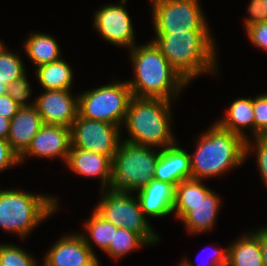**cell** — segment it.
<instances>
[{"instance_id": "6da1fadb", "label": "cell", "mask_w": 267, "mask_h": 266, "mask_svg": "<svg viewBox=\"0 0 267 266\" xmlns=\"http://www.w3.org/2000/svg\"><path fill=\"white\" fill-rule=\"evenodd\" d=\"M129 51L135 75L127 83L133 97L172 101L183 89L181 87L187 85L153 41L136 45Z\"/></svg>"}, {"instance_id": "7a4b0ae2", "label": "cell", "mask_w": 267, "mask_h": 266, "mask_svg": "<svg viewBox=\"0 0 267 266\" xmlns=\"http://www.w3.org/2000/svg\"><path fill=\"white\" fill-rule=\"evenodd\" d=\"M210 30H186L155 34L154 44L169 64L189 83L205 72L216 70V51Z\"/></svg>"}, {"instance_id": "3957f363", "label": "cell", "mask_w": 267, "mask_h": 266, "mask_svg": "<svg viewBox=\"0 0 267 266\" xmlns=\"http://www.w3.org/2000/svg\"><path fill=\"white\" fill-rule=\"evenodd\" d=\"M196 147L190 154L191 178L196 180L225 174L246 159V140L217 123L200 135Z\"/></svg>"}, {"instance_id": "277c9868", "label": "cell", "mask_w": 267, "mask_h": 266, "mask_svg": "<svg viewBox=\"0 0 267 266\" xmlns=\"http://www.w3.org/2000/svg\"><path fill=\"white\" fill-rule=\"evenodd\" d=\"M170 105L162 98L132 97L124 121L130 135L123 141L161 149L174 145Z\"/></svg>"}, {"instance_id": "5b68a950", "label": "cell", "mask_w": 267, "mask_h": 266, "mask_svg": "<svg viewBox=\"0 0 267 266\" xmlns=\"http://www.w3.org/2000/svg\"><path fill=\"white\" fill-rule=\"evenodd\" d=\"M58 203L48 195L20 190H0V227L25 237L44 219L58 209Z\"/></svg>"}, {"instance_id": "8992f818", "label": "cell", "mask_w": 267, "mask_h": 266, "mask_svg": "<svg viewBox=\"0 0 267 266\" xmlns=\"http://www.w3.org/2000/svg\"><path fill=\"white\" fill-rule=\"evenodd\" d=\"M121 142L112 159L110 189L137 192L154 179L160 151L153 147Z\"/></svg>"}, {"instance_id": "52a82bcc", "label": "cell", "mask_w": 267, "mask_h": 266, "mask_svg": "<svg viewBox=\"0 0 267 266\" xmlns=\"http://www.w3.org/2000/svg\"><path fill=\"white\" fill-rule=\"evenodd\" d=\"M132 97L127 81L88 90L78 96V114L121 127Z\"/></svg>"}, {"instance_id": "ba28073f", "label": "cell", "mask_w": 267, "mask_h": 266, "mask_svg": "<svg viewBox=\"0 0 267 266\" xmlns=\"http://www.w3.org/2000/svg\"><path fill=\"white\" fill-rule=\"evenodd\" d=\"M95 212L116 227H123L139 234L148 244L158 242V236L147 221L138 199L130 192L106 189Z\"/></svg>"}, {"instance_id": "9c48e42d", "label": "cell", "mask_w": 267, "mask_h": 266, "mask_svg": "<svg viewBox=\"0 0 267 266\" xmlns=\"http://www.w3.org/2000/svg\"><path fill=\"white\" fill-rule=\"evenodd\" d=\"M156 34L209 30L199 0H152Z\"/></svg>"}, {"instance_id": "30bf717a", "label": "cell", "mask_w": 267, "mask_h": 266, "mask_svg": "<svg viewBox=\"0 0 267 266\" xmlns=\"http://www.w3.org/2000/svg\"><path fill=\"white\" fill-rule=\"evenodd\" d=\"M119 129L111 123L78 114L71 127V147L103 154L112 160L121 143Z\"/></svg>"}, {"instance_id": "8fae6325", "label": "cell", "mask_w": 267, "mask_h": 266, "mask_svg": "<svg viewBox=\"0 0 267 266\" xmlns=\"http://www.w3.org/2000/svg\"><path fill=\"white\" fill-rule=\"evenodd\" d=\"M126 1L121 0L119 5L108 4L96 11L94 27L110 44L132 49L135 46V36L131 18L123 7Z\"/></svg>"}, {"instance_id": "7c38bea8", "label": "cell", "mask_w": 267, "mask_h": 266, "mask_svg": "<svg viewBox=\"0 0 267 266\" xmlns=\"http://www.w3.org/2000/svg\"><path fill=\"white\" fill-rule=\"evenodd\" d=\"M43 266H99L92 245L86 236H63L45 255Z\"/></svg>"}, {"instance_id": "4fadbf2b", "label": "cell", "mask_w": 267, "mask_h": 266, "mask_svg": "<svg viewBox=\"0 0 267 266\" xmlns=\"http://www.w3.org/2000/svg\"><path fill=\"white\" fill-rule=\"evenodd\" d=\"M34 105L43 124L71 128L78 115V97L69 90H45Z\"/></svg>"}, {"instance_id": "5bb4252c", "label": "cell", "mask_w": 267, "mask_h": 266, "mask_svg": "<svg viewBox=\"0 0 267 266\" xmlns=\"http://www.w3.org/2000/svg\"><path fill=\"white\" fill-rule=\"evenodd\" d=\"M71 147V128L43 124L33 137L27 150L19 157L24 162L25 156L44 158L61 157L66 163Z\"/></svg>"}, {"instance_id": "9a60e30c", "label": "cell", "mask_w": 267, "mask_h": 266, "mask_svg": "<svg viewBox=\"0 0 267 266\" xmlns=\"http://www.w3.org/2000/svg\"><path fill=\"white\" fill-rule=\"evenodd\" d=\"M66 165L70 170L76 173V175L100 177L102 181L101 193L104 194L105 187L110 188L112 180V160L108 156L70 147Z\"/></svg>"}, {"instance_id": "2e32d148", "label": "cell", "mask_w": 267, "mask_h": 266, "mask_svg": "<svg viewBox=\"0 0 267 266\" xmlns=\"http://www.w3.org/2000/svg\"><path fill=\"white\" fill-rule=\"evenodd\" d=\"M42 125L41 116L35 105L20 107L11 118L7 141L19 157L27 150Z\"/></svg>"}, {"instance_id": "e0dca14e", "label": "cell", "mask_w": 267, "mask_h": 266, "mask_svg": "<svg viewBox=\"0 0 267 266\" xmlns=\"http://www.w3.org/2000/svg\"><path fill=\"white\" fill-rule=\"evenodd\" d=\"M154 179L173 184L191 179L190 154L175 143L160 150Z\"/></svg>"}, {"instance_id": "ac0fdd59", "label": "cell", "mask_w": 267, "mask_h": 266, "mask_svg": "<svg viewBox=\"0 0 267 266\" xmlns=\"http://www.w3.org/2000/svg\"><path fill=\"white\" fill-rule=\"evenodd\" d=\"M137 192V199L144 215L163 217L173 212L175 202V186L173 184L153 179Z\"/></svg>"}, {"instance_id": "d6986e66", "label": "cell", "mask_w": 267, "mask_h": 266, "mask_svg": "<svg viewBox=\"0 0 267 266\" xmlns=\"http://www.w3.org/2000/svg\"><path fill=\"white\" fill-rule=\"evenodd\" d=\"M219 195L211 191L205 199L190 206V211L181 219L190 233L209 231L215 224L220 207Z\"/></svg>"}, {"instance_id": "ffe728a7", "label": "cell", "mask_w": 267, "mask_h": 266, "mask_svg": "<svg viewBox=\"0 0 267 266\" xmlns=\"http://www.w3.org/2000/svg\"><path fill=\"white\" fill-rule=\"evenodd\" d=\"M218 120L216 123L225 130H229L241 136L243 139L248 140L243 128L251 127L254 131L255 137V122L253 112V99L240 98L232 102L227 110L226 116Z\"/></svg>"}, {"instance_id": "44dd1931", "label": "cell", "mask_w": 267, "mask_h": 266, "mask_svg": "<svg viewBox=\"0 0 267 266\" xmlns=\"http://www.w3.org/2000/svg\"><path fill=\"white\" fill-rule=\"evenodd\" d=\"M227 249L229 266H264L260 241L253 232L242 236Z\"/></svg>"}, {"instance_id": "7402d4cb", "label": "cell", "mask_w": 267, "mask_h": 266, "mask_svg": "<svg viewBox=\"0 0 267 266\" xmlns=\"http://www.w3.org/2000/svg\"><path fill=\"white\" fill-rule=\"evenodd\" d=\"M37 78L45 90H70L73 85V72L70 65L62 58L36 69Z\"/></svg>"}, {"instance_id": "603a6c76", "label": "cell", "mask_w": 267, "mask_h": 266, "mask_svg": "<svg viewBox=\"0 0 267 266\" xmlns=\"http://www.w3.org/2000/svg\"><path fill=\"white\" fill-rule=\"evenodd\" d=\"M201 180L187 179L175 187V202L173 212L180 220L190 211V206L196 205L211 192Z\"/></svg>"}, {"instance_id": "cb8c5ba5", "label": "cell", "mask_w": 267, "mask_h": 266, "mask_svg": "<svg viewBox=\"0 0 267 266\" xmlns=\"http://www.w3.org/2000/svg\"><path fill=\"white\" fill-rule=\"evenodd\" d=\"M25 52L36 67L61 59L60 47L49 34L34 33L24 43Z\"/></svg>"}, {"instance_id": "d4e9b609", "label": "cell", "mask_w": 267, "mask_h": 266, "mask_svg": "<svg viewBox=\"0 0 267 266\" xmlns=\"http://www.w3.org/2000/svg\"><path fill=\"white\" fill-rule=\"evenodd\" d=\"M148 245V243L137 233L123 227H118L114 231L113 240L105 251L111 258L118 259L129 252Z\"/></svg>"}, {"instance_id": "484cf974", "label": "cell", "mask_w": 267, "mask_h": 266, "mask_svg": "<svg viewBox=\"0 0 267 266\" xmlns=\"http://www.w3.org/2000/svg\"><path fill=\"white\" fill-rule=\"evenodd\" d=\"M86 232L89 234V239L93 240L94 243L101 248L104 252L113 240L114 231L118 227L110 222L105 221L95 211H93L90 219L84 224Z\"/></svg>"}, {"instance_id": "4316f807", "label": "cell", "mask_w": 267, "mask_h": 266, "mask_svg": "<svg viewBox=\"0 0 267 266\" xmlns=\"http://www.w3.org/2000/svg\"><path fill=\"white\" fill-rule=\"evenodd\" d=\"M3 44V42L0 43V80L10 85L14 80L23 76L26 71L18 55L6 50Z\"/></svg>"}, {"instance_id": "83f0119b", "label": "cell", "mask_w": 267, "mask_h": 266, "mask_svg": "<svg viewBox=\"0 0 267 266\" xmlns=\"http://www.w3.org/2000/svg\"><path fill=\"white\" fill-rule=\"evenodd\" d=\"M1 266H37V262L23 249L13 244H0Z\"/></svg>"}, {"instance_id": "f1b7e54d", "label": "cell", "mask_w": 267, "mask_h": 266, "mask_svg": "<svg viewBox=\"0 0 267 266\" xmlns=\"http://www.w3.org/2000/svg\"><path fill=\"white\" fill-rule=\"evenodd\" d=\"M255 137L267 136V94L253 98Z\"/></svg>"}, {"instance_id": "f546056e", "label": "cell", "mask_w": 267, "mask_h": 266, "mask_svg": "<svg viewBox=\"0 0 267 266\" xmlns=\"http://www.w3.org/2000/svg\"><path fill=\"white\" fill-rule=\"evenodd\" d=\"M26 73L20 78L14 80L10 85L7 86V94L15 100L20 107H28L34 105L26 103V99L30 97L31 89L30 83L27 81Z\"/></svg>"}, {"instance_id": "4dcf8cb0", "label": "cell", "mask_w": 267, "mask_h": 266, "mask_svg": "<svg viewBox=\"0 0 267 266\" xmlns=\"http://www.w3.org/2000/svg\"><path fill=\"white\" fill-rule=\"evenodd\" d=\"M255 140L254 145L249 142V139L246 140V157L249 156V152L253 151V148L256 147L257 164L261 178L264 180L265 186H267V136L255 137Z\"/></svg>"}, {"instance_id": "1f68e13d", "label": "cell", "mask_w": 267, "mask_h": 266, "mask_svg": "<svg viewBox=\"0 0 267 266\" xmlns=\"http://www.w3.org/2000/svg\"><path fill=\"white\" fill-rule=\"evenodd\" d=\"M246 32L254 46L267 52V21L249 26Z\"/></svg>"}, {"instance_id": "d6a6232c", "label": "cell", "mask_w": 267, "mask_h": 266, "mask_svg": "<svg viewBox=\"0 0 267 266\" xmlns=\"http://www.w3.org/2000/svg\"><path fill=\"white\" fill-rule=\"evenodd\" d=\"M19 156L12 150L9 142L0 139V171L11 168L19 164Z\"/></svg>"}, {"instance_id": "836d02e7", "label": "cell", "mask_w": 267, "mask_h": 266, "mask_svg": "<svg viewBox=\"0 0 267 266\" xmlns=\"http://www.w3.org/2000/svg\"><path fill=\"white\" fill-rule=\"evenodd\" d=\"M248 12L250 16L245 19V28L267 21L262 0H251L249 3Z\"/></svg>"}, {"instance_id": "e575fe53", "label": "cell", "mask_w": 267, "mask_h": 266, "mask_svg": "<svg viewBox=\"0 0 267 266\" xmlns=\"http://www.w3.org/2000/svg\"><path fill=\"white\" fill-rule=\"evenodd\" d=\"M20 106L7 93L0 95V115L10 119L17 113Z\"/></svg>"}, {"instance_id": "d590c367", "label": "cell", "mask_w": 267, "mask_h": 266, "mask_svg": "<svg viewBox=\"0 0 267 266\" xmlns=\"http://www.w3.org/2000/svg\"><path fill=\"white\" fill-rule=\"evenodd\" d=\"M227 255H228V249H221V250H216L214 252V255L211 260H209V263L206 266H222L227 264ZM182 266H197L194 264H191V262L188 261V259H184L180 263Z\"/></svg>"}, {"instance_id": "8d00e7d4", "label": "cell", "mask_w": 267, "mask_h": 266, "mask_svg": "<svg viewBox=\"0 0 267 266\" xmlns=\"http://www.w3.org/2000/svg\"><path fill=\"white\" fill-rule=\"evenodd\" d=\"M260 241V248L262 252L263 265L267 266V227L260 228L256 232H253Z\"/></svg>"}, {"instance_id": "74e56055", "label": "cell", "mask_w": 267, "mask_h": 266, "mask_svg": "<svg viewBox=\"0 0 267 266\" xmlns=\"http://www.w3.org/2000/svg\"><path fill=\"white\" fill-rule=\"evenodd\" d=\"M10 129V119L0 115V139L7 140Z\"/></svg>"}, {"instance_id": "f35d334b", "label": "cell", "mask_w": 267, "mask_h": 266, "mask_svg": "<svg viewBox=\"0 0 267 266\" xmlns=\"http://www.w3.org/2000/svg\"><path fill=\"white\" fill-rule=\"evenodd\" d=\"M7 84L0 80V95L7 93Z\"/></svg>"}, {"instance_id": "ab89813d", "label": "cell", "mask_w": 267, "mask_h": 266, "mask_svg": "<svg viewBox=\"0 0 267 266\" xmlns=\"http://www.w3.org/2000/svg\"><path fill=\"white\" fill-rule=\"evenodd\" d=\"M262 2H263V6H264V11H265V14L267 17V0H262Z\"/></svg>"}]
</instances>
